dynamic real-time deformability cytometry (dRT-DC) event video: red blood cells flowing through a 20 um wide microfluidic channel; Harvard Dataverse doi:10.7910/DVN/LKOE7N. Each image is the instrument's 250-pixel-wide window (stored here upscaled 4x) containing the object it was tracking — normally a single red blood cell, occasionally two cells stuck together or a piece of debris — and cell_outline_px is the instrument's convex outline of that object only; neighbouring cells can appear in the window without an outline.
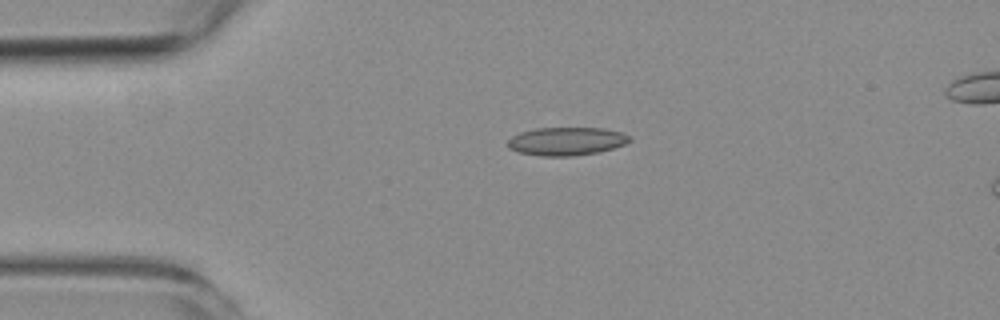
{"species": "common noctule bat (a hibernating species)", "species_latin": "Nyctalus noctula", "temperature_condition": "room temperature", "stored_images_in_passage": 6, "camera_frame_rate_fps": 3000, "um_per_image_px": 0.085, "animal": {"sex": "female", "body_mass_g": 19.3, "forearm_length_mm": 54.1}, "frame": {"image": 1, "passage_image": 4, "time_ms": 3.333, "image_size_px": [1000, 320], "cell_outline_px": [[632, 140], [624, 144], [600, 152], [572, 156], [540, 156], [516, 152], [508, 148], [504, 144], [512, 136], [520, 132], [536, 128], [604, 128], [620, 132], [632, 136]], "centroid_in_image_um": [48.11, 12.01], "position_along_channel_um": 36.9, "area_um2": 20.29}}